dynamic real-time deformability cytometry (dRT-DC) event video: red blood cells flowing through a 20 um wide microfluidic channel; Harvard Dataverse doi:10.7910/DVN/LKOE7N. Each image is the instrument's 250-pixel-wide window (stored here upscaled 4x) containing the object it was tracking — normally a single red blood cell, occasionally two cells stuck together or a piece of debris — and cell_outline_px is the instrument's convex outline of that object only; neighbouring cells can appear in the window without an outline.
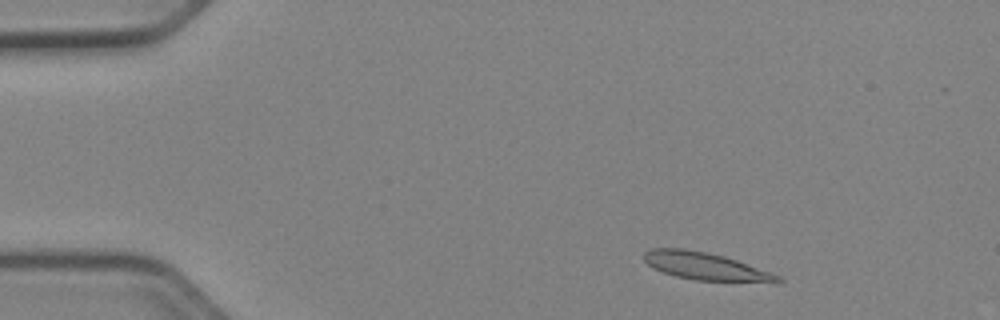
{"species": "Egyptian fruit bat (a non-hibernating species)", "species_latin": "Rousettus aegyptiacus", "temperature_condition": "cold", "stored_images_in_passage": 48, "camera_frame_rate_fps": 3000, "um_per_image_px": 0.085, "animal": {"sex": "female"}, "frame": {"image": 1, "passage_image": 4, "time_ms": 1.0, "image_size_px": [1000, 320], "cell_outline_px": [[784, 284], [776, 284], [696, 280], [676, 276], [652, 268], [644, 260], [644, 252], [648, 248], [684, 248], [724, 256], [736, 260], [780, 276], [784, 280]], "centroid_in_image_um": [60.05, 22.67], "position_along_channel_um": 25.0, "area_um2": 21.85}}
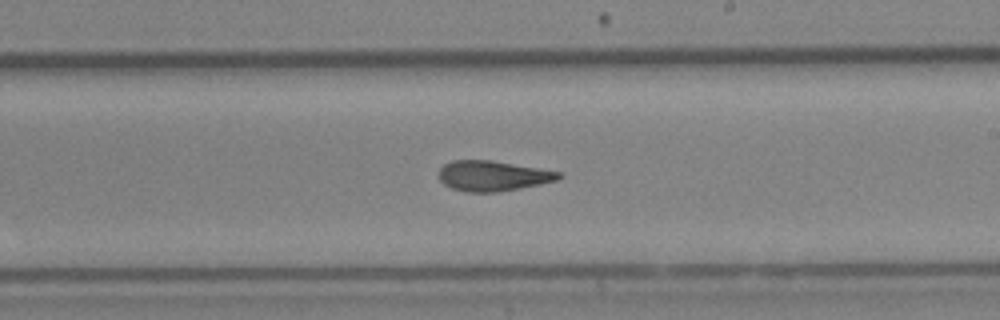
{"frame": {"image": 2, "passage_image": 27, "time_ms": 8.667, "image_size_px": [1000, 320], "cell_outline_px": [[564, 176], [556, 180], [540, 184], [520, 188], [496, 192], [468, 192], [452, 188], [444, 184], [440, 180], [440, 168], [444, 164], [452, 160], [492, 160], [560, 172]], "centroid_in_image_um": [41.88, 14.94], "position_along_channel_um": 247.1, "area_um2": 20.98}}
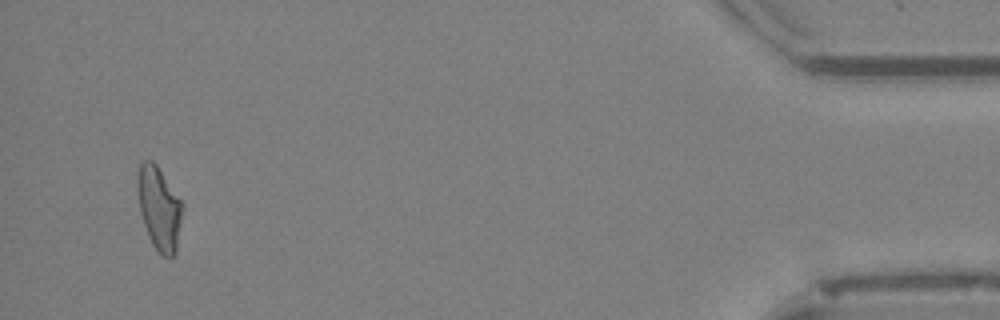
{"frame": {"image": 3, "passage_image": 46, "time_ms": 15.0, "image_size_px": [1000, 320], "cell_outline_px": [[184, 208], [176, 252], [172, 256], [164, 256], [152, 244], [144, 224], [140, 212], [136, 180], [140, 164], [144, 160], [152, 160], [156, 164], [184, 204]], "centroid_in_image_um": [13.54, 17.68], "position_along_channel_um": 421.7, "area_um2": 21.79}, "authors_computed_cell_mechanics": {"area_um2": 21.5594, "velocity_mm_per_s": 3.9462, "shape_relaxation_time_tau1_ms": 2.6465, "shape_relaxation_time_tau2_ms": 2.1733, "deformation_change_tau1": 0.1689, "deformation_change_tau2": 0.1027}}